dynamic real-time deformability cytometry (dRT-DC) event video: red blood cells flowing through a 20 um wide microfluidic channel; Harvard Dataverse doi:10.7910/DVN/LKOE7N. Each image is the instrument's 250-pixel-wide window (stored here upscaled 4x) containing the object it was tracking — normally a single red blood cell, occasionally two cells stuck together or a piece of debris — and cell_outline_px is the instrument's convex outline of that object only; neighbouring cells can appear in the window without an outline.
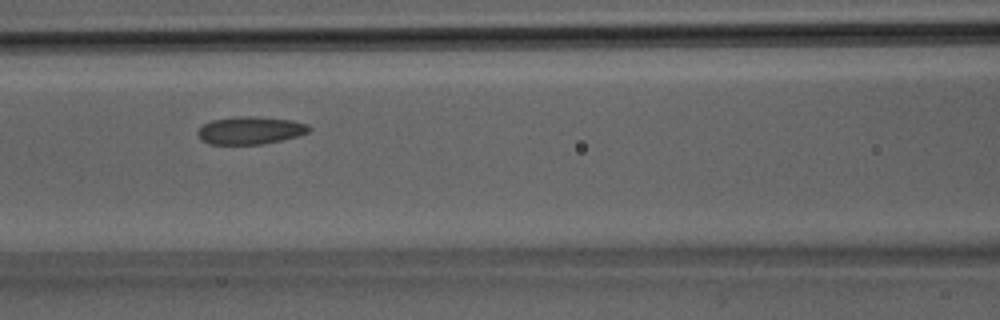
{"species": "Egyptian fruit bat (a non-hibernating species)", "species_latin": "Rousettus aegyptiacus", "temperature_condition": "room temperature", "stored_images_in_passage": 5, "camera_frame_rate_fps": 3000, "um_per_image_px": 0.085, "animal": {"sex": "male"}, "frame": {"image": 1, "passage_image": 5, "time_ms": 1.333, "image_size_px": [1000, 320], "cell_outline_px": [[312, 128], [308, 132], [296, 136], [264, 144], [208, 144], [200, 140], [196, 132], [204, 124], [212, 120], [236, 116], [256, 116], [292, 120], [308, 124]], "centroid_in_image_um": [21.25, 11.08], "position_along_channel_um": 145.3, "area_um2": 18.03}}